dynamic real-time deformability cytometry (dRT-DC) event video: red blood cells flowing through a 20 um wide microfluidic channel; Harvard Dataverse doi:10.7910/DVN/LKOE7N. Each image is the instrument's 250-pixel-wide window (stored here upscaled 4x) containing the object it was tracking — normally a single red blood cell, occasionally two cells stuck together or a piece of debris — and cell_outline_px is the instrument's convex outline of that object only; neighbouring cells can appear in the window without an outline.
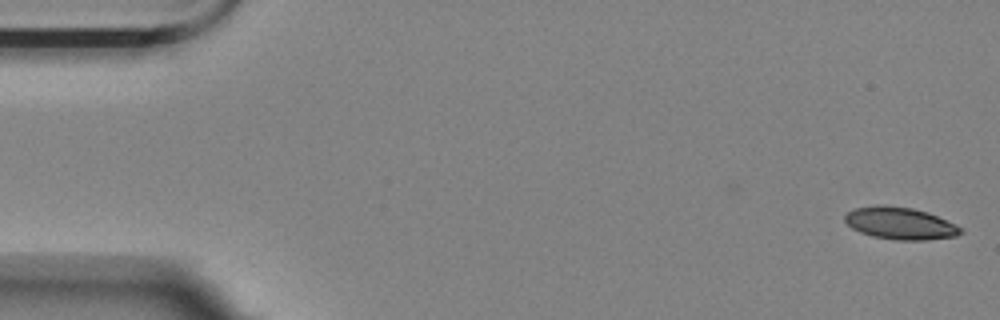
{"species": "Egyptian fruit bat (a non-hibernating species)", "species_latin": "Rousettus aegyptiacus", "temperature_condition": "room temperature", "stored_images_in_passage": 57, "segment_of_instrument_passage": [1, 2], "camera_frame_rate_fps": 3000, "um_per_image_px": 0.085, "animal": {"sex": "female"}, "frame": {"image": 1, "passage_image": 1, "time_ms": 0.0, "image_size_px": [1000, 320], "cell_outline_px": [[964, 232], [956, 236], [924, 240], [896, 240], [872, 236], [860, 232], [852, 228], [844, 220], [844, 216], [848, 212], [856, 208], [876, 204], [884, 204], [912, 208], [928, 212], [960, 228]], "centroid_in_image_um": [76.46, 18.97], "position_along_channel_um": 8.5, "area_um2": 21.56}}
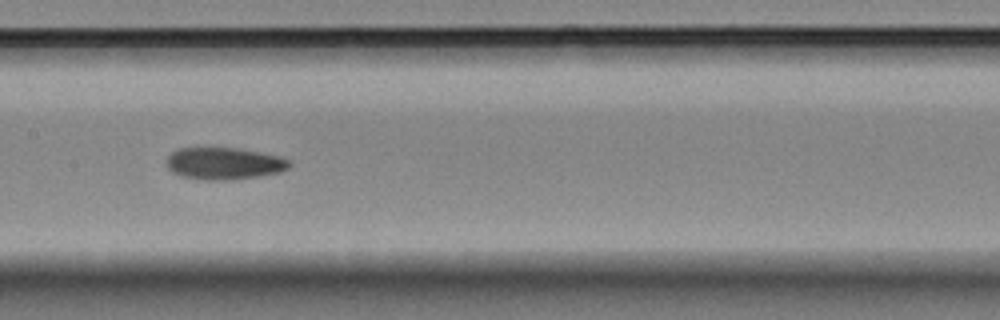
{"frame": {"image": 2, "passage_image": 27, "time_ms": 8.667, "image_size_px": [1000, 320], "cell_outline_px": [[292, 164], [288, 168], [280, 172], [256, 176], [228, 180], [204, 180], [180, 176], [172, 172], [168, 168], [168, 156], [176, 148], [240, 148], [280, 156], [288, 160]], "centroid_in_image_um": [19.04, 13.89], "position_along_channel_um": 188.4, "area_um2": 22.89}}
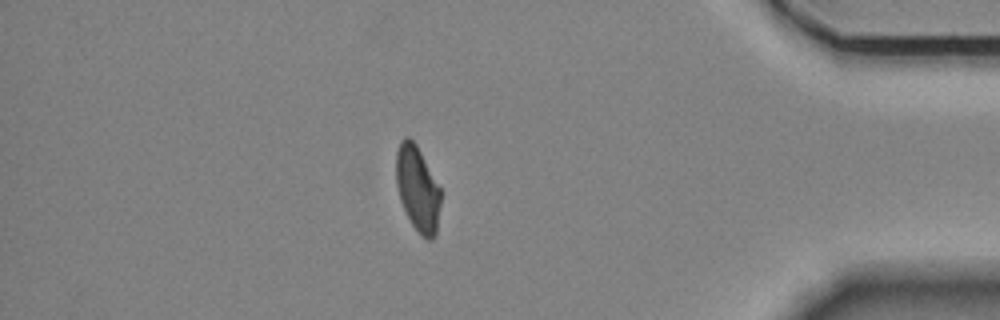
{"frame": {"image": 3, "passage_image": 48, "time_ms": 15.667, "image_size_px": [1000, 320], "cell_outline_px": [[440, 204], [436, 232], [432, 240], [428, 240], [420, 236], [412, 224], [400, 200], [396, 184], [396, 152], [400, 140], [404, 136], [408, 136], [416, 144], [440, 188]], "centroid_in_image_um": [35.48, 16.03], "position_along_channel_um": 399.7, "area_um2": 22.02}}